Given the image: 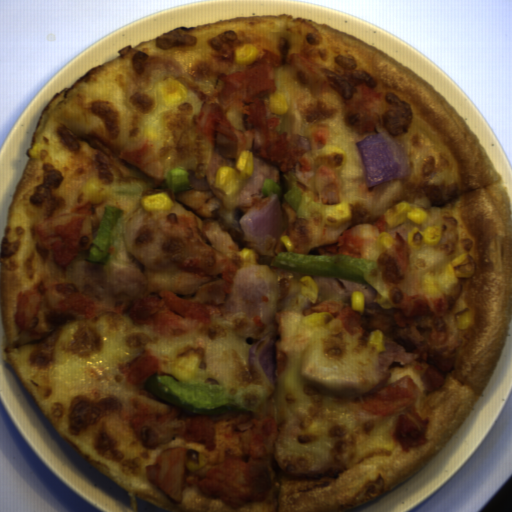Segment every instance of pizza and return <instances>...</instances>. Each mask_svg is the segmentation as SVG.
Instances as JSON below:
<instances>
[{"label":"pizza","instance_id":"pizza-1","mask_svg":"<svg viewBox=\"0 0 512 512\" xmlns=\"http://www.w3.org/2000/svg\"><path fill=\"white\" fill-rule=\"evenodd\" d=\"M259 56L237 63L234 47ZM96 64L40 110L0 238V356L54 431L137 498L172 512H346L408 481L486 389L512 325V202L477 134L426 79L328 23L238 16L175 27ZM187 95L165 106L156 86ZM285 96L284 115L268 112ZM407 173L370 192L355 141ZM255 163L237 209L216 170ZM289 220L263 254L242 218ZM302 192L298 211L284 200ZM168 193L170 211L140 198ZM429 222L388 227L402 201ZM352 219L326 225L322 207ZM106 206L107 262H87ZM439 226V243L407 244ZM376 261L369 284L273 266L287 252ZM452 268L458 285L441 275ZM277 275L276 314L223 313L235 272ZM311 276L318 300L301 294ZM365 296L364 314L350 308ZM276 328L274 391L249 349ZM382 330L386 349L367 345ZM198 356V384H261L256 412L192 414L143 388Z\"/></svg>","mask_w":512,"mask_h":512}]
</instances>
